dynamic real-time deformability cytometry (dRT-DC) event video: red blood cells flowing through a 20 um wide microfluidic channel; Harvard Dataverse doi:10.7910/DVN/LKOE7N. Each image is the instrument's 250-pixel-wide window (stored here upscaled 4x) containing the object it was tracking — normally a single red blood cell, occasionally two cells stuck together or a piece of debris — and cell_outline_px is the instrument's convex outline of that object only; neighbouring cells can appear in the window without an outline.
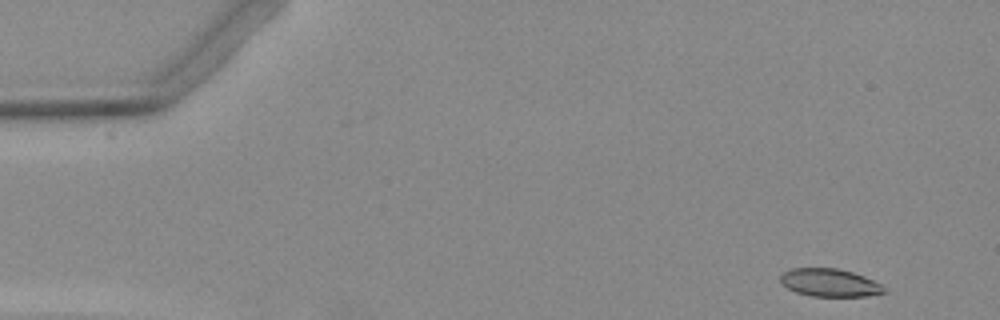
{"species": "Egyptian fruit bat (a non-hibernating species)", "species_latin": "Rousettus aegyptiacus", "temperature_condition": "warm", "stored_images_in_passage": 43, "camera_frame_rate_fps": 3000, "um_per_image_px": 0.085, "animal": {"sex": "female"}, "frame": {"image": 1, "passage_image": 1, "time_ms": 0.0, "image_size_px": [1000, 320], "cell_outline_px": [[884, 292], [864, 296], [812, 296], [796, 292], [788, 288], [780, 280], [780, 276], [784, 272], [792, 268], [836, 268], [852, 272], [864, 276], [880, 284], [884, 288]], "centroid_in_image_um": [70.49, 24.02], "position_along_channel_um": 14.5, "area_um2": 16.53}}
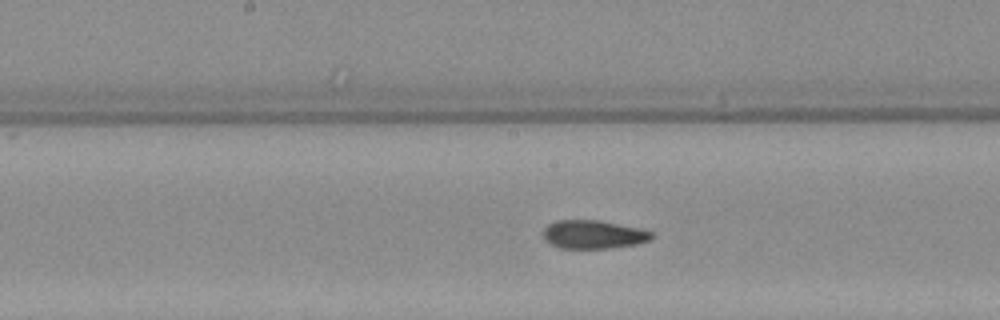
{"frame": {"image": 2, "passage_image": 24, "time_ms": 7.667, "image_size_px": [1000, 320], "cell_outline_px": [[656, 236], [648, 240], [636, 244], [612, 248], [560, 248], [544, 240], [544, 228], [548, 224], [556, 220], [596, 220], [640, 228], [656, 232]], "centroid_in_image_um": [50.47, 19.93], "position_along_channel_um": 197.7, "area_um2": 18.03}}
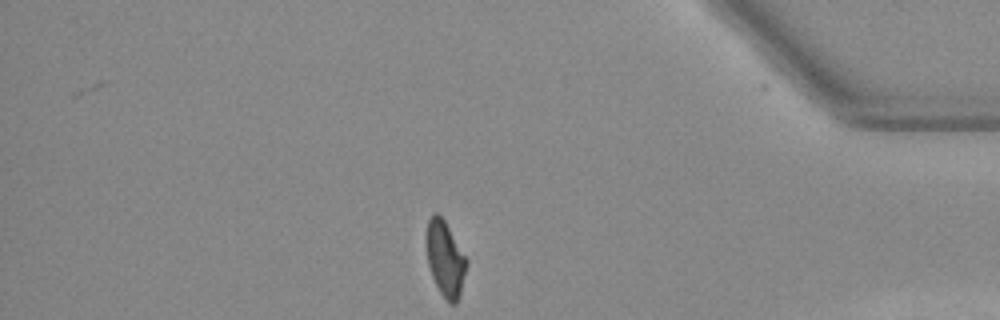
{"frame": {"image": 3, "passage_image": 42, "time_ms": 13.667, "image_size_px": [1000, 320], "cell_outline_px": [[468, 264], [460, 292], [456, 304], [448, 304], [440, 292], [432, 276], [428, 264], [428, 220], [436, 212], [444, 220], [468, 260]], "centroid_in_image_um": [37.88, 22.05], "position_along_channel_um": 397.3, "area_um2": 17.11}}